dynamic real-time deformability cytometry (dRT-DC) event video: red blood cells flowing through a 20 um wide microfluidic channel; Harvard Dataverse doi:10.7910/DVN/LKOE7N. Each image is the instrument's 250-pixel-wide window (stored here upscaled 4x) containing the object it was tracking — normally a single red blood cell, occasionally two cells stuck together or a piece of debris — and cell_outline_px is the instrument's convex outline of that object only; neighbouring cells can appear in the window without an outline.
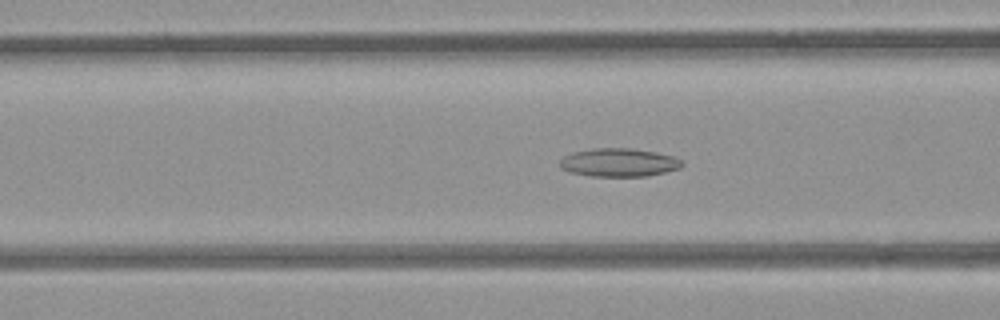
{"species": "common noctule bat (a hibernating species)", "species_latin": "Nyctalus noctula", "temperature_condition": "room temperature", "stored_images_in_passage": 53, "camera_frame_rate_fps": 3000, "um_per_image_px": 0.085, "animal": {"sex": "female", "body_mass_g": 21.9}, "frame": {"image": 1, "passage_image": 20, "time_ms": 6.333, "image_size_px": [1000, 320], "cell_outline_px": [[684, 164], [680, 168], [648, 176], [592, 176], [572, 172], [560, 168], [560, 160], [564, 156], [572, 152], [592, 148], [632, 148], [656, 152], [672, 156], [680, 160]], "centroid_in_image_um": [52.6, 13.8], "position_along_channel_um": 114.0, "area_um2": 20.11}}
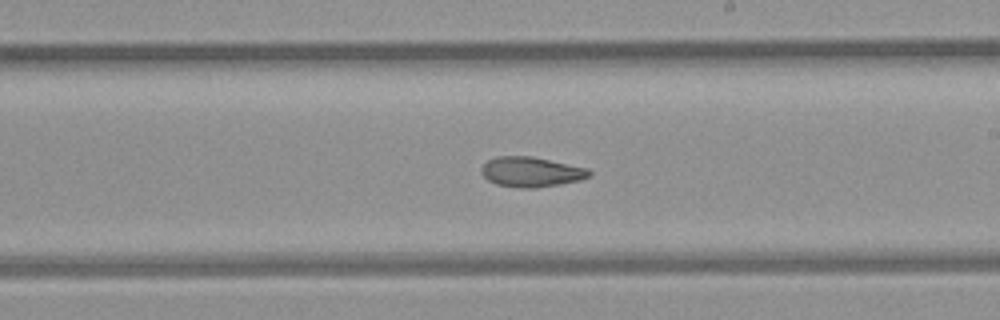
{"frame": {"image": 2, "passage_image": 30, "time_ms": 9.667, "image_size_px": [1000, 320], "cell_outline_px": [[592, 176], [580, 180], [560, 184], [536, 188], [520, 188], [496, 184], [488, 180], [480, 172], [480, 168], [488, 160], [496, 156], [532, 156], [588, 168], [592, 172]], "centroid_in_image_um": [45.16, 14.61], "position_along_channel_um": 243.8, "area_um2": 19.02}}
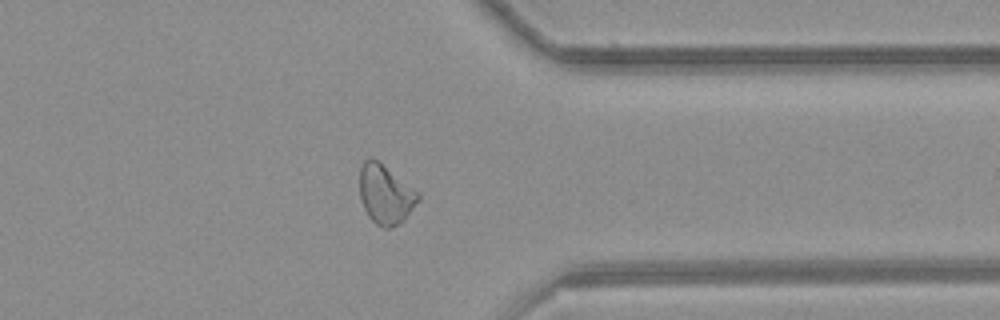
{"frame": {"image": 3, "passage_image": 41, "time_ms": 13.333, "image_size_px": [1000, 320], "cell_outline_px": [[420, 200], [404, 220], [400, 224], [392, 228], [384, 228], [376, 224], [368, 216], [360, 200], [360, 168], [364, 160], [368, 156], [372, 156], [420, 192]], "centroid_in_image_um": [32.78, 16.51], "position_along_channel_um": 378.6, "area_um2": 20.58}}